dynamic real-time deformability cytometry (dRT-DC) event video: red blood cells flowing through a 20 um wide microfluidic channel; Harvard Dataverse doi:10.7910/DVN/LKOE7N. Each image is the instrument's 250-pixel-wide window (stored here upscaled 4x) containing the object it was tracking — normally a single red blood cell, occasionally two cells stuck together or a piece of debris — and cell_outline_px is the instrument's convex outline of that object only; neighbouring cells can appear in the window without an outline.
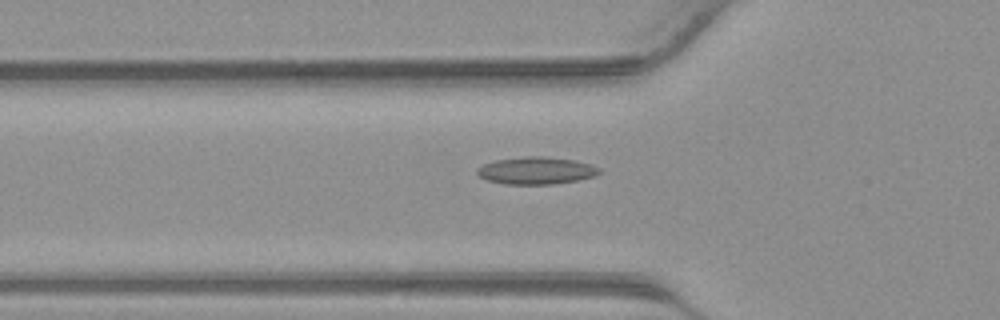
{"species": "common noctule bat (a hibernating species)", "species_latin": "Nyctalus noctula", "temperature_condition": "warm", "stored_images_in_passage": 41, "camera_frame_rate_fps": 3000, "um_per_image_px": 0.085, "animal": {"sex": "male", "body_mass_g": 23.1, "forearm_length_mm": 52.7}, "frame": {"image": 1, "passage_image": 14, "time_ms": 4.333, "image_size_px": [1000, 320], "cell_outline_px": [[600, 172], [596, 176], [576, 180], [552, 184], [504, 184], [484, 180], [476, 172], [476, 168], [484, 164], [496, 160], [528, 156], [544, 156], [572, 160], [592, 164], [600, 168]], "centroid_in_image_um": [45.56, 14.5], "position_along_channel_um": 80.2, "area_um2": 19.42}}
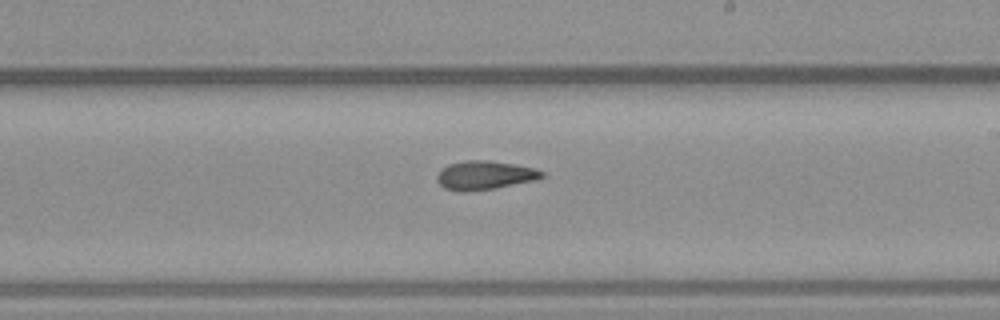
{"frame": {"image": 2, "passage_image": 24, "time_ms": 7.667, "image_size_px": [1000, 320], "cell_outline_px": [[544, 176], [536, 180], [496, 188], [468, 192], [460, 192], [444, 188], [436, 180], [436, 176], [448, 164], [468, 160], [488, 160], [536, 168], [544, 172]], "centroid_in_image_um": [41.21, 14.91], "position_along_channel_um": 247.8, "area_um2": 17.63}}
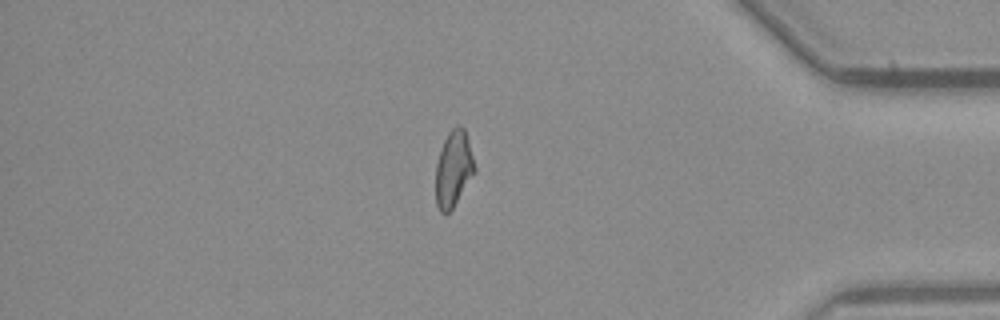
{"frame": {"image": 3, "passage_image": 35, "time_ms": 11.333, "image_size_px": [1000, 320], "cell_outline_px": [[476, 172], [452, 208], [444, 216], [440, 212], [436, 204], [436, 164], [440, 148], [448, 132], [456, 124], [460, 124], [464, 128], [476, 168]], "centroid_in_image_um": [38.54, 14.34], "position_along_channel_um": 396.7, "area_um2": 17.34}}